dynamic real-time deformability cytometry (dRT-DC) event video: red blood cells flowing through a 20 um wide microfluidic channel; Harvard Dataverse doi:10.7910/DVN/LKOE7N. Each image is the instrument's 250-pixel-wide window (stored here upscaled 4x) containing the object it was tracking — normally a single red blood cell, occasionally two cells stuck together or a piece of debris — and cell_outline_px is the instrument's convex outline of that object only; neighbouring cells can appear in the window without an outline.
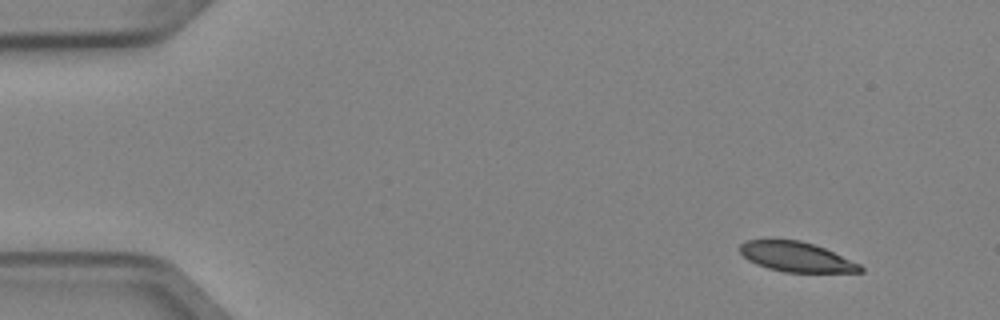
{"species": "Egyptian fruit bat (a non-hibernating species)", "species_latin": "Rousettus aegyptiacus", "temperature_condition": "cold", "stored_images_in_passage": 6, "segment_of_instrument_passage": [2, 2], "camera_frame_rate_fps": 3000, "um_per_image_px": 0.085, "animal": {"sex": "female"}, "frame": {"image": 1, "passage_image": 6, "time_ms": 1.667, "image_size_px": [1000, 320], "cell_outline_px": [[864, 272], [784, 272], [768, 268], [756, 264], [748, 260], [740, 252], [740, 244], [744, 240], [764, 236], [772, 236], [800, 240], [824, 248], [860, 264], [864, 268]], "centroid_in_image_um": [67.59, 21.77], "position_along_channel_um": 17.4, "area_um2": 21.68}}